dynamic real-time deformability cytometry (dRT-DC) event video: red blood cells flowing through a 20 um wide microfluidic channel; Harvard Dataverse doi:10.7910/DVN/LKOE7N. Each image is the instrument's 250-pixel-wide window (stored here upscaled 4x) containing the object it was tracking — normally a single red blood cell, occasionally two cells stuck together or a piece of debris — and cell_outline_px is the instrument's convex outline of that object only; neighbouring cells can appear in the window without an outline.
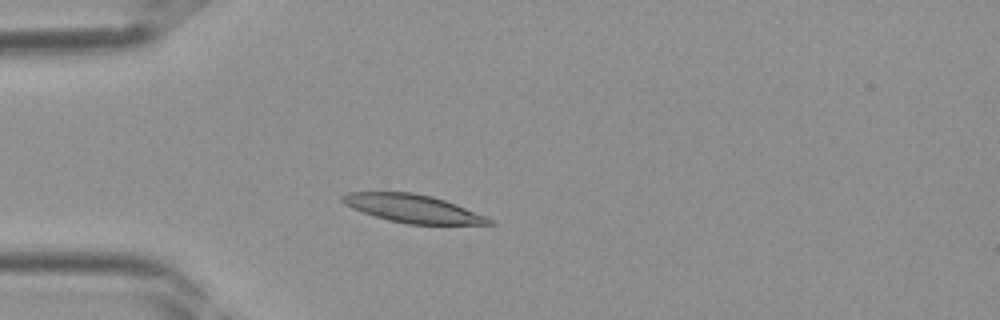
{"species": "Egyptian fruit bat (a non-hibernating species)", "species_latin": "Rousettus aegyptiacus", "temperature_condition": "room temperature", "stored_images_in_passage": 35, "camera_frame_rate_fps": 3000, "um_per_image_px": 0.085, "frame": {"image": 1, "passage_image": 8, "time_ms": 2.333, "image_size_px": [1000, 320], "cell_outline_px": [[496, 224], [408, 224], [388, 220], [352, 208], [344, 204], [340, 200], [340, 196], [348, 192], [412, 192], [432, 196], [456, 204], [484, 216], [492, 220]], "centroid_in_image_um": [35.04, 17.72], "position_along_channel_um": 50.0, "area_um2": 23.7}}
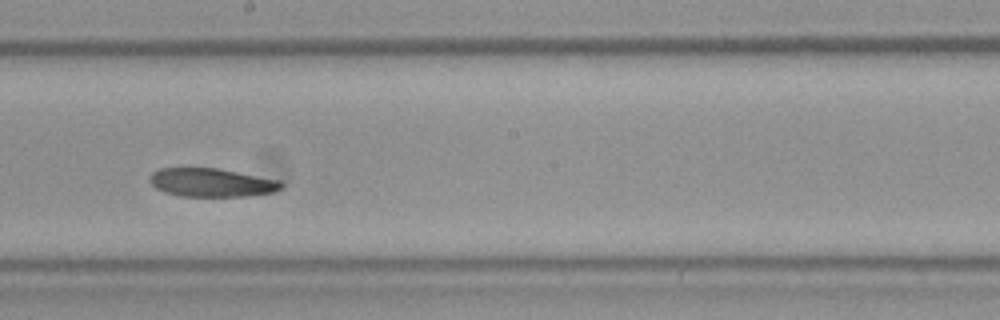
{"frame": {"image": 2, "passage_image": 19, "time_ms": 6.0, "image_size_px": [1000, 320], "cell_outline_px": [[284, 184], [280, 188], [272, 192], [248, 196], [180, 196], [164, 192], [156, 188], [148, 180], [152, 172], [160, 168], [216, 168], [280, 180]], "centroid_in_image_um": [17.95, 15.51], "position_along_channel_um": 230.2, "area_um2": 21.73}}
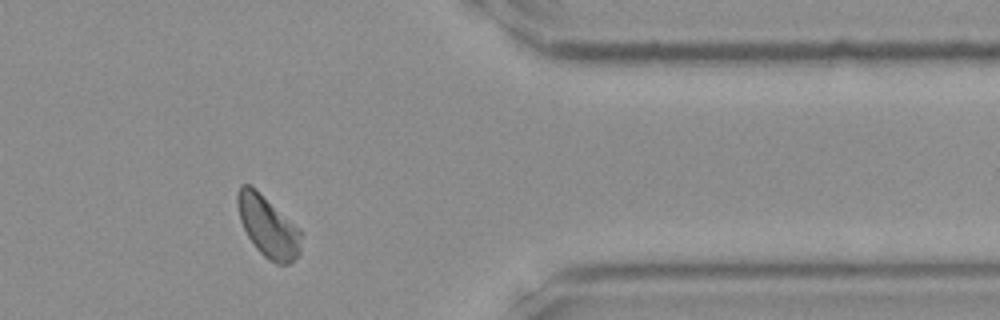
{"frame": {"image": 3, "passage_image": 29, "time_ms": 9.333, "image_size_px": [1000, 320], "cell_outline_px": [[304, 232], [300, 252], [288, 264], [276, 264], [268, 260], [256, 248], [248, 236], [240, 220], [236, 204], [236, 192], [240, 184], [248, 184], [256, 188], [300, 228]], "centroid_in_image_um": [22.79, 19.23], "position_along_channel_um": 388.6, "area_um2": 23.12}}